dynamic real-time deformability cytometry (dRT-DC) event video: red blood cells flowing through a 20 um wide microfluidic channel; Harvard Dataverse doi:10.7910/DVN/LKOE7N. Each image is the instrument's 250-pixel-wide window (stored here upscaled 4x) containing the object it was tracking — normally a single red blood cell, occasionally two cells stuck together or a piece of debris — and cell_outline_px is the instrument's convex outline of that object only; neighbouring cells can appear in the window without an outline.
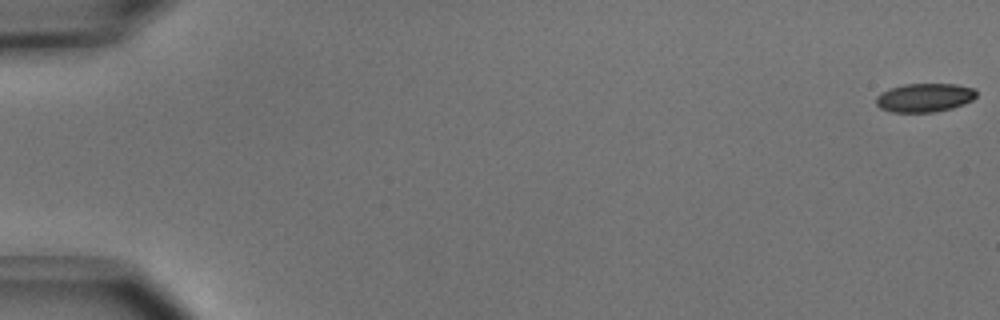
{"species": "common noctule bat (a hibernating species)", "species_latin": "Nyctalus noctula", "temperature_condition": "cold", "stored_images_in_passage": 52, "camera_frame_rate_fps": 3000, "um_per_image_px": 0.085, "animal": {"sex": "male", "body_mass_g": 15.6}, "frame": {"image": 1, "passage_image": 1, "time_ms": 0.0, "image_size_px": [1000, 320], "cell_outline_px": [[976, 96], [972, 100], [964, 104], [952, 108], [936, 112], [892, 112], [880, 108], [876, 104], [876, 96], [880, 92], [904, 84], [956, 84], [976, 88]], "centroid_in_image_um": [78.6, 8.3], "position_along_channel_um": 6.4, "area_um2": 16.88}}
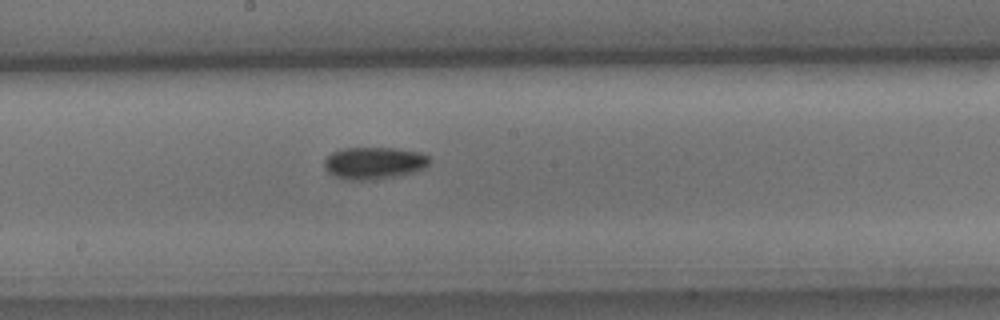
{"frame": {"image": 2, "passage_image": 29, "time_ms": 9.333, "image_size_px": [1000, 320], "cell_outline_px": [[432, 160], [424, 168], [412, 172], [372, 180], [352, 180], [336, 176], [328, 172], [324, 168], [324, 160], [332, 152], [344, 148], [392, 148], [420, 152], [428, 156]], "centroid_in_image_um": [31.78, 13.85], "position_along_channel_um": 216.4, "area_um2": 19.48}}
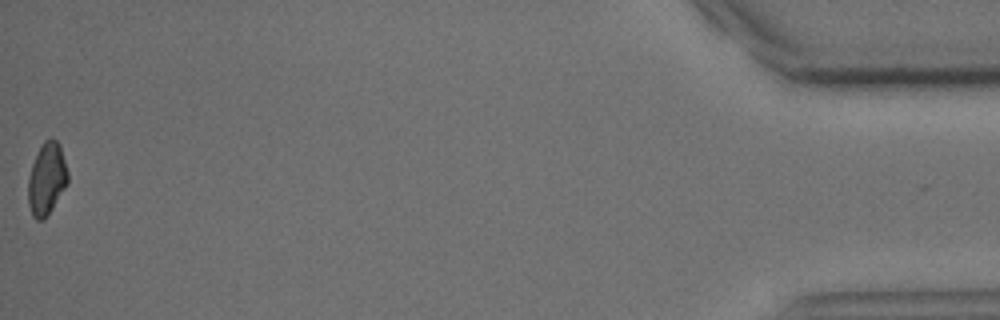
{"frame": {"image": 3, "passage_image": 52, "time_ms": 17.0, "image_size_px": [1000, 320], "cell_outline_px": [[68, 184], [44, 220], [36, 220], [32, 216], [28, 204], [28, 176], [32, 164], [40, 144], [44, 140], [52, 136], [60, 144], [68, 172]], "centroid_in_image_um": [3.97, 15.18], "position_along_channel_um": 431.2, "area_um2": 16.99}, "authors_computed_cell_mechanics": {"area_um2": 17.7446, "velocity_mm_per_s": 3.9668, "shape_relaxation_time_tau1_ms": 2.5721, "shape_relaxation_time_tau2_ms": null, "deformation_change_tau1": 0.0975, "deformation_change_tau2": null}}